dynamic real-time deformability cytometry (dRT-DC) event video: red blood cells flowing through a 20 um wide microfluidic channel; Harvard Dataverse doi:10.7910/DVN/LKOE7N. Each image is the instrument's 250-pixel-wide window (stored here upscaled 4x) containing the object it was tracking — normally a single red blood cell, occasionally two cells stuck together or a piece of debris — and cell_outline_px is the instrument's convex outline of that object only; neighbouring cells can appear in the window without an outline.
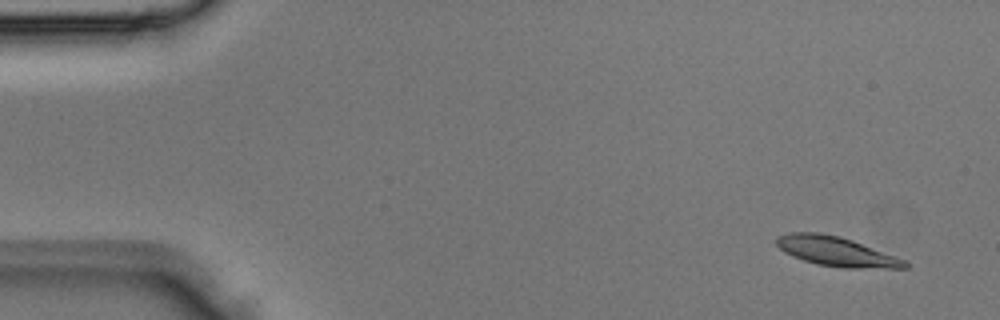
{"species": "Egyptian fruit bat (a non-hibernating species)", "species_latin": "Rousettus aegyptiacus", "temperature_condition": "room temperature", "stored_images_in_passage": 4, "camera_frame_rate_fps": 3000, "um_per_image_px": 0.085, "animal": {"sex": "male"}, "frame": {"image": 1, "passage_image": 1, "time_ms": 0.0, "image_size_px": [1000, 320], "cell_outline_px": [[908, 268], [844, 268], [816, 264], [792, 256], [784, 252], [776, 244], [776, 236], [792, 232], [820, 232], [840, 236], [852, 240], [904, 260], [908, 264]], "centroid_in_image_um": [71.03, 21.37], "position_along_channel_um": 14.0, "area_um2": 21.91}}
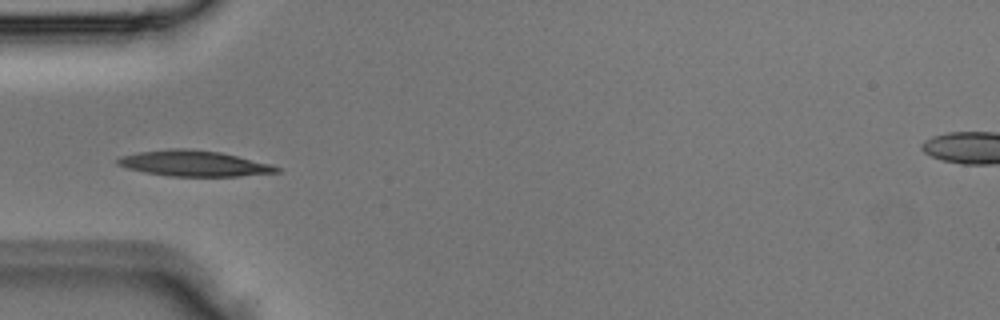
{"frame": {"image": 2, "passage_image": 4, "time_ms": 1.0, "image_size_px": [1000, 320], "cell_outline_px": [[280, 172], [236, 176], [168, 176], [144, 172], [128, 168], [116, 164], [116, 160], [120, 156], [140, 152], [172, 148], [188, 148], [220, 152], [272, 164], [280, 168]], "centroid_in_image_um": [16.48, 13.89], "position_along_channel_um": 68.5, "area_um2": 23.76}}